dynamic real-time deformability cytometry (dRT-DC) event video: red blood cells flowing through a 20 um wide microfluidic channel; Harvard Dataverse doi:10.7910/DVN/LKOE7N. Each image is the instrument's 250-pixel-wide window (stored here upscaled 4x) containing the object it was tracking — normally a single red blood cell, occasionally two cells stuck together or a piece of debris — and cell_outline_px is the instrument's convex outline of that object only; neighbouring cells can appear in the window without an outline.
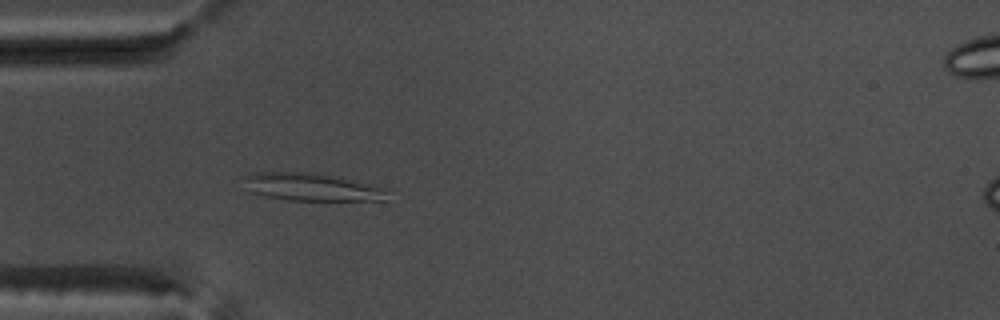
{"species": "common noctule bat (a hibernating species)", "species_latin": "Nyctalus noctula", "temperature_condition": "warm", "stored_images_in_passage": 44, "camera_frame_rate_fps": 3000, "um_per_image_px": 0.085, "animal": {"sex": "male", "body_mass_g": 17.5, "forearm_length_mm": 52.3}, "frame": {"image": 1, "passage_image": 7, "time_ms": 2.0, "image_size_px": [1000, 320], "cell_outline_px": [[388, 192], [384, 200], [284, 200], [264, 196], [252, 192], [240, 176], [252, 172], [312, 172], [384, 188]], "centroid_in_image_um": [26.36, 15.9], "position_along_channel_um": 58.6, "area_um2": 22.77}}
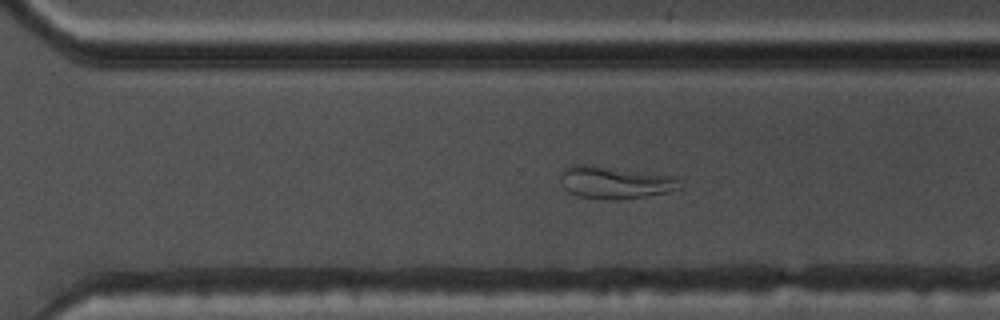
{"frame": {"image": 2, "passage_image": 28, "time_ms": 9.0, "image_size_px": [1000, 320], "cell_outline_px": [[680, 188], [668, 192], [644, 196], [576, 196], [568, 192], [564, 188], [560, 180], [560, 172], [564, 168], [572, 164], [592, 164], [676, 176]], "centroid_in_image_um": [52.22, 15.42], "position_along_channel_um": 318.4, "area_um2": 21.79}}
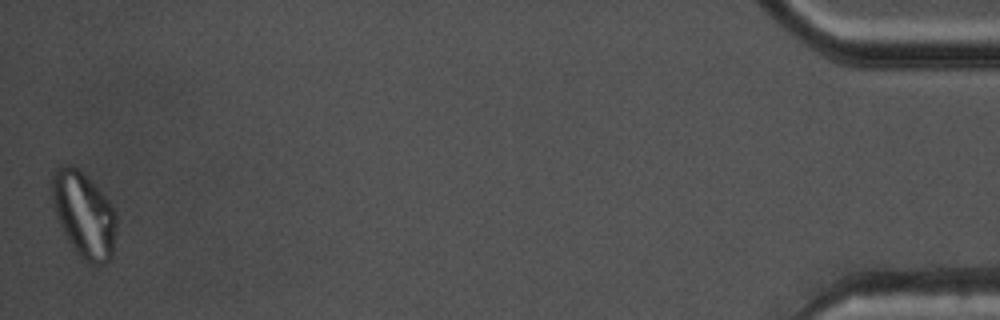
{"frame": {"image": 3, "passage_image": 44, "time_ms": 14.333, "image_size_px": [1000, 320], "cell_outline_px": [[116, 228], [112, 256], [108, 264], [88, 264], [76, 252], [68, 240], [56, 216], [52, 200], [52, 176], [56, 168], [68, 164], [72, 164], [108, 200], [116, 212]], "centroid_in_image_um": [7.14, 18.29], "position_along_channel_um": 428.1, "area_um2": 31.67}, "authors_computed_cell_mechanics": {"area_um2": 23.0911, "velocity_mm_per_s": 3.7694, "shape_relaxation_time_tau1_ms": null, "shape_relaxation_time_tau2_ms": 4.6474, "deformation_change_tau1": null, "deformation_change_tau2": 0.0988}}